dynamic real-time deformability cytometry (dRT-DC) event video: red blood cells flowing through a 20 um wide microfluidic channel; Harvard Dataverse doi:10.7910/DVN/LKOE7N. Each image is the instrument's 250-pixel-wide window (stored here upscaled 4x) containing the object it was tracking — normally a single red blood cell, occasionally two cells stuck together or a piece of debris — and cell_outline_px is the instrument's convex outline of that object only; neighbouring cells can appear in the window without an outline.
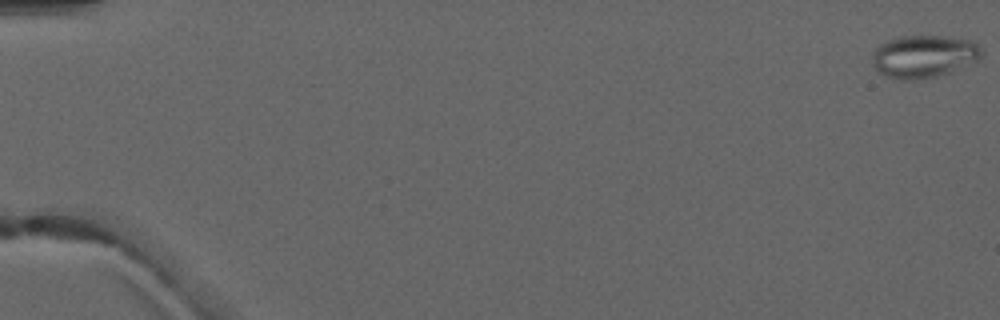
{"species": "common noctule bat (a hibernating species)", "species_latin": "Nyctalus noctula", "temperature_condition": "warm", "stored_images_in_passage": 5, "camera_frame_rate_fps": 3000, "um_per_image_px": 0.085, "animal": {"sex": "male", "forearm_length_mm": 52.5}, "frame": {"image": 1, "passage_image": 1, "time_ms": 0.0, "image_size_px": [1000, 320], "cell_outline_px": [[984, 52], [976, 60], [948, 72], [936, 76], [912, 80], [904, 80], [888, 76], [880, 72], [872, 64], [872, 52], [880, 44], [888, 40], [904, 36], [944, 36], [972, 40]], "centroid_in_image_um": [78.5, 4.77], "position_along_channel_um": 6.5, "area_um2": 26.7}}